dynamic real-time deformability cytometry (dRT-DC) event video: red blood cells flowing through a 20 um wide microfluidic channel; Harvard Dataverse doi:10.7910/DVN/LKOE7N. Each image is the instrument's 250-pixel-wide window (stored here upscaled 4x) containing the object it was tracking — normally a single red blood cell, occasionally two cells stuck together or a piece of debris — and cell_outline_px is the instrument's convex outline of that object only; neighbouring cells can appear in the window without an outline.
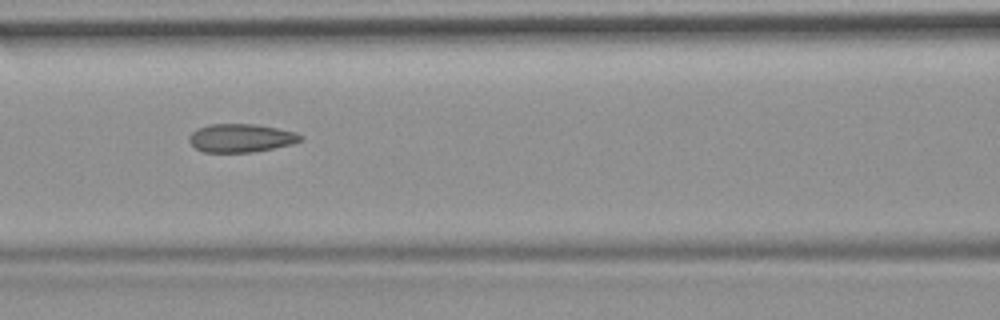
{"species": "common noctule bat (a hibernating species)", "species_latin": "Nyctalus noctula", "temperature_condition": "room temperature", "stored_images_in_passage": 55, "camera_frame_rate_fps": 3000, "um_per_image_px": 0.085, "animal": {"sex": "female", "body_mass_g": 19.9}, "frame": {"image": 1, "passage_image": 24, "time_ms": 7.667, "image_size_px": [1000, 320], "cell_outline_px": [[304, 136], [300, 140], [292, 144], [252, 152], [204, 152], [196, 148], [188, 140], [188, 136], [196, 128], [208, 124], [256, 124], [296, 132]], "centroid_in_image_um": [20.45, 11.72], "position_along_channel_um": 146.1, "area_um2": 18.38}, "authors_computed_cell_mechanics": {"area_um2": 19.074, "velocity_mm_per_s": 3.7122, "shape_relaxation_time_tau1_ms": null, "shape_relaxation_time_tau2_ms": 2.0636, "deformation_change_tau1": null, "deformation_change_tau2": 0.0845}}